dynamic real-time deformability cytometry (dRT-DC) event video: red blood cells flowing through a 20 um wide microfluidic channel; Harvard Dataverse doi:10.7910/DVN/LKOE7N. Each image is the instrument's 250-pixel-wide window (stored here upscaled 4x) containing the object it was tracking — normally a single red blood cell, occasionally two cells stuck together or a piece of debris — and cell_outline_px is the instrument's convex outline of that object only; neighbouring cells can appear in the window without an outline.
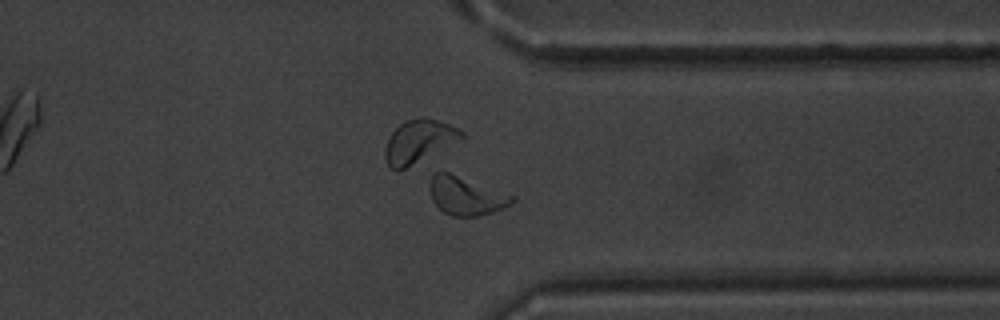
{"species": "common noctule bat (a hibernating species)", "species_latin": "Nyctalus noctula", "temperature_condition": "warm", "stored_images_in_passage": 51, "camera_frame_rate_fps": 3000, "um_per_image_px": 0.085, "animal": {"sex": "male", "body_mass_g": 20.1, "forearm_length_mm": 53.5}, "frame": {"image": 1, "passage_image": 40, "time_ms": 13.0, "image_size_px": [1000, 320], "cell_outline_px": [[516, 200], [504, 208], [492, 212], [476, 216], [452, 216], [444, 212], [432, 200], [432, 176], [436, 172], [448, 172], [516, 196]], "centroid_in_image_um": [39.67, 16.66], "position_along_channel_um": 371.7, "area_um2": 17.98}}
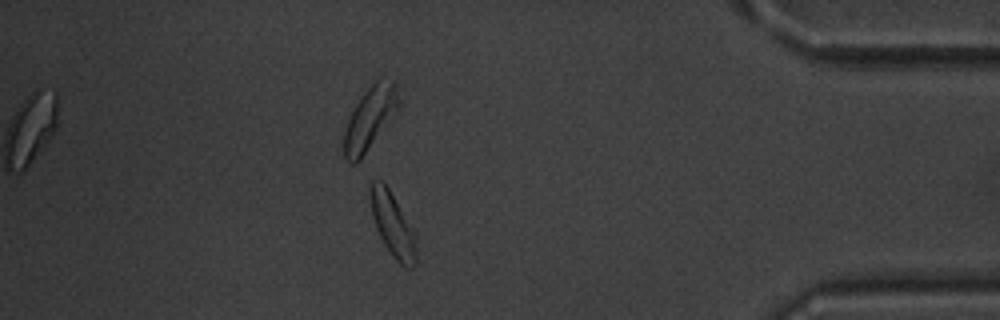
{"frame": {"image": 2, "passage_image": 45, "time_ms": 14.667, "image_size_px": [1000, 320], "cell_outline_px": [[416, 264], [412, 268], [404, 268], [392, 256], [384, 244], [376, 228], [372, 216], [368, 200], [368, 188], [372, 180], [380, 180], [388, 188], [416, 232]], "centroid_in_image_um": [33.36, 19.1], "position_along_channel_um": 401.8, "area_um2": 17.57}, "authors_computed_cell_mechanics": {"area_um2": 17.918, "velocity_mm_per_s": 3.9386, "shape_relaxation_time_tau1_ms": 2.7526, "shape_relaxation_time_tau2_ms": 1.1109, "deformation_change_tau1": 0.1043, "deformation_change_tau2": 0.0599}}